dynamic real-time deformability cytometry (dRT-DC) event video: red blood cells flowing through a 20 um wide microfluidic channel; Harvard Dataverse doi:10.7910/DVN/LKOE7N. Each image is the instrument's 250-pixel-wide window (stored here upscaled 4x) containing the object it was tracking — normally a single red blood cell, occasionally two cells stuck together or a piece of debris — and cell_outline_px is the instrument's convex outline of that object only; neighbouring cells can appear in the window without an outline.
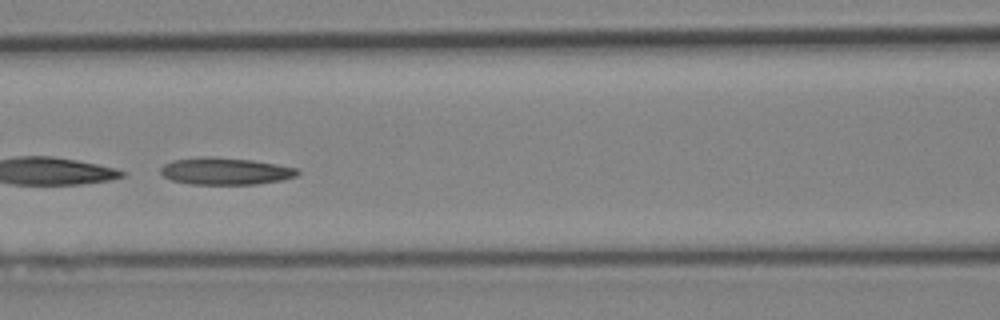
{"species": "Egyptian fruit bat (a non-hibernating species)", "species_latin": "Rousettus aegyptiacus", "temperature_condition": "cold", "stored_images_in_passage": 43, "camera_frame_rate_fps": 3000, "um_per_image_px": 0.085, "animal": {"sex": "female"}, "frame": {"image": 1, "passage_image": 19, "time_ms": 6.0, "image_size_px": [1000, 320], "cell_outline_px": [[300, 172], [296, 176], [284, 180], [256, 184], [192, 184], [172, 180], [164, 176], [160, 172], [160, 168], [164, 164], [172, 160], [204, 156], [208, 156], [252, 160], [300, 168]], "centroid_in_image_um": [19.18, 14.54], "position_along_channel_um": 147.4, "area_um2": 21.68}}
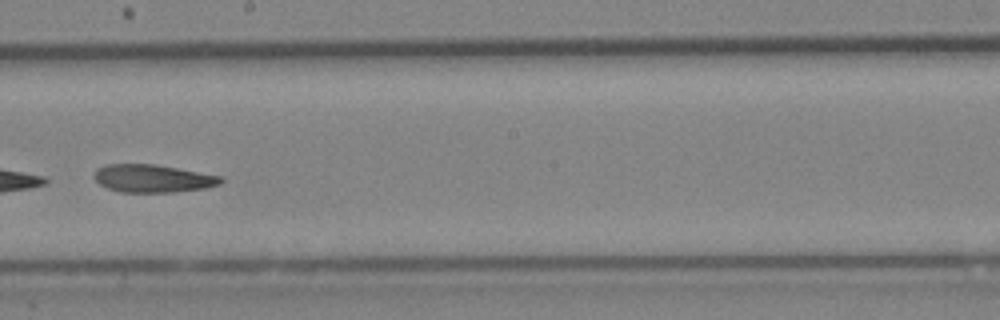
{"frame": {"image": 2, "passage_image": 25, "time_ms": 8.0, "image_size_px": [1000, 320], "cell_outline_px": [[224, 180], [220, 184], [204, 188], [172, 192], [120, 192], [108, 188], [100, 184], [92, 176], [96, 168], [108, 164], [152, 164], [224, 176]], "centroid_in_image_um": [12.98, 15.16], "position_along_channel_um": 235.2, "area_um2": 20.52}}
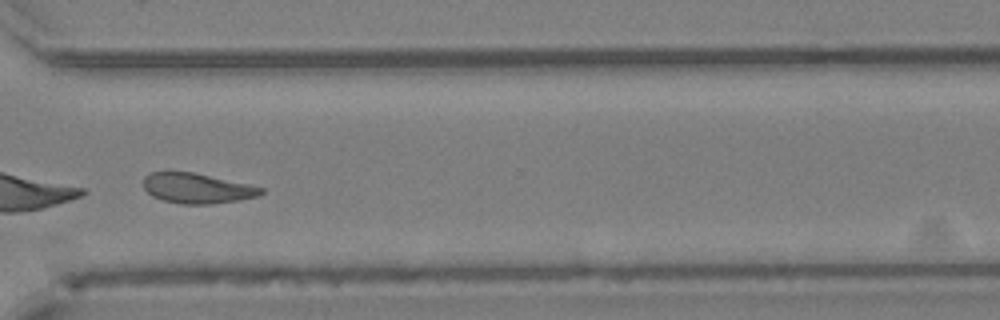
{"frame": {"image": 3, "passage_image": 33, "time_ms": 10.667, "image_size_px": [1000, 320], "cell_outline_px": [[264, 192], [256, 196], [240, 200], [208, 204], [180, 204], [164, 200], [152, 196], [144, 188], [144, 176], [152, 172], [192, 172], [248, 184], [264, 188]], "centroid_in_image_um": [16.74, 16.01], "position_along_channel_um": 353.9, "area_um2": 20.4}}